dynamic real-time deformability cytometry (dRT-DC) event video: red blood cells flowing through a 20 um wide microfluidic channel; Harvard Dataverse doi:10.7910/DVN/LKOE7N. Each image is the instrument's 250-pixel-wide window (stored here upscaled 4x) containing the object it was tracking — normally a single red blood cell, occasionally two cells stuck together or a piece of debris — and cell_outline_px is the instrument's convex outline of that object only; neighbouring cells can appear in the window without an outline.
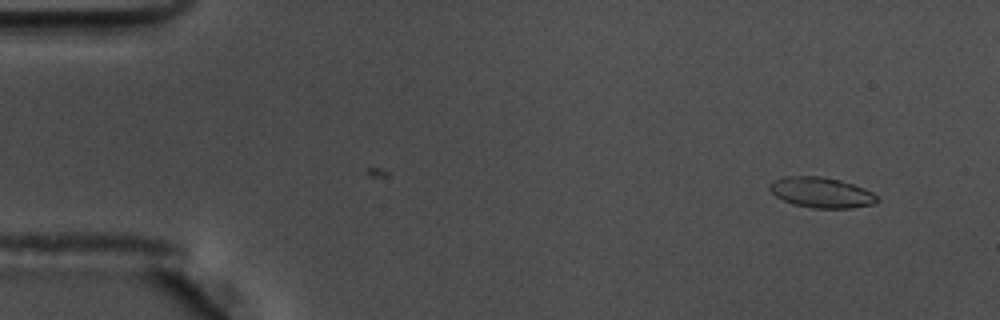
{"species": "common noctule bat (a hibernating species)", "species_latin": "Nyctalus noctula", "temperature_condition": "warm", "stored_images_in_passage": 53, "camera_frame_rate_fps": 3000, "um_per_image_px": 0.085, "animal": {"sex": "male", "body_mass_g": 17.5, "forearm_length_mm": 52.3}, "frame": {"image": 1, "passage_image": 1, "time_ms": 0.0, "image_size_px": [1000, 320], "cell_outline_px": [[880, 200], [876, 204], [852, 208], [812, 208], [792, 204], [776, 196], [768, 188], [768, 184], [784, 176], [820, 176], [840, 180], [864, 188], [872, 192]], "centroid_in_image_um": [69.83, 16.37], "position_along_channel_um": 15.2, "area_um2": 19.13}}
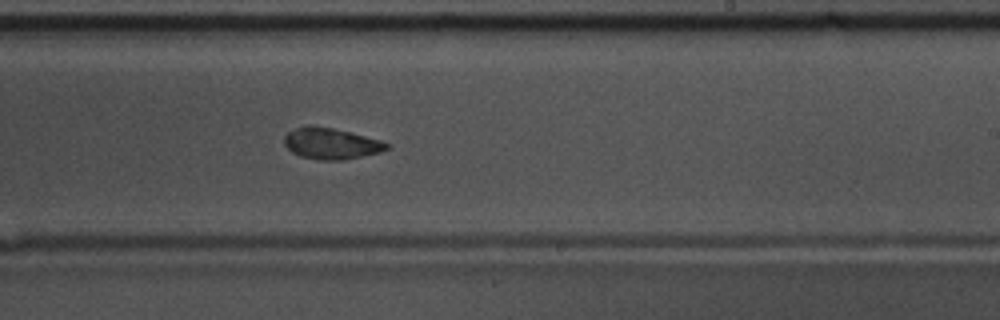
{"frame": {"image": 2, "passage_image": 31, "time_ms": 10.0, "image_size_px": [1000, 320], "cell_outline_px": [[388, 148], [380, 152], [344, 160], [320, 160], [300, 156], [292, 152], [284, 144], [284, 136], [288, 132], [296, 128], [312, 124], [332, 128], [380, 140], [388, 144]], "centroid_in_image_um": [28.1, 12.2], "position_along_channel_um": 260.9, "area_um2": 18.44}}
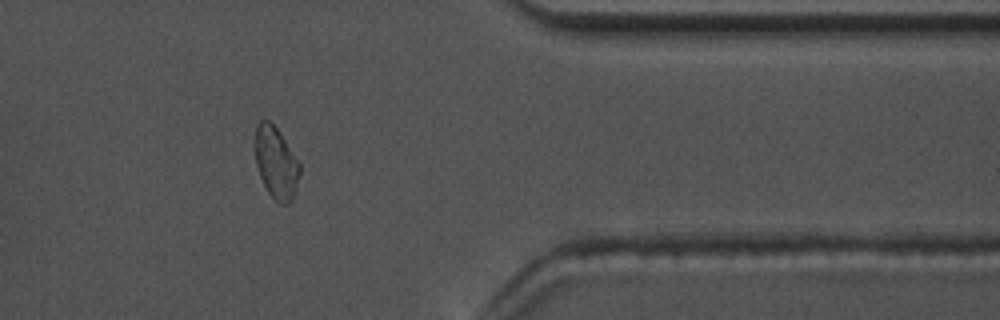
{"frame": {"image": 3, "passage_image": 43, "time_ms": 14.0, "image_size_px": [1000, 320], "cell_outline_px": [[300, 172], [292, 200], [288, 204], [280, 204], [268, 192], [260, 176], [256, 164], [256, 124], [260, 120], [268, 120], [276, 128], [300, 164]], "centroid_in_image_um": [23.46, 13.85], "position_along_channel_um": 387.9, "area_um2": 18.15}, "authors_computed_cell_mechanics": {"area_um2": 19.0162, "velocity_mm_per_s": 3.6047, "shape_relaxation_time_tau1_ms": 5.0989, "shape_relaxation_time_tau2_ms": 2.3971, "deformation_change_tau1": 0.1371, "deformation_change_tau2": 0.0629}}